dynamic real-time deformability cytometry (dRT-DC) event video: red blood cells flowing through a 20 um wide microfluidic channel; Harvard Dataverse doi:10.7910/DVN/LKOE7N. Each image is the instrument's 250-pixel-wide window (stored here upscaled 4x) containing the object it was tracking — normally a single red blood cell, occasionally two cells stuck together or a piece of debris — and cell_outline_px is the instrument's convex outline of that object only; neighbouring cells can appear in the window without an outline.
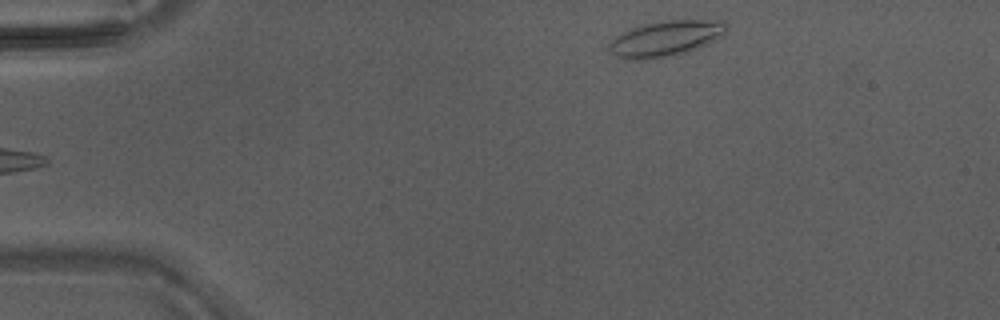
{"species": "Egyptian fruit bat (a non-hibernating species)", "species_latin": "Rousettus aegyptiacus", "temperature_condition": "warm", "stored_images_in_passage": 10, "camera_frame_rate_fps": 3000, "um_per_image_px": 0.085, "animal": {"sex": "male"}, "frame": {"image": 1, "passage_image": 1, "time_ms": 0.0, "image_size_px": [1000, 320], "cell_outline_px": [[728, 28], [716, 40], [688, 52], [672, 56], [644, 60], [628, 60], [616, 56], [608, 52], [608, 44], [616, 36], [632, 28], [644, 24], [672, 20], [724, 20], [728, 24]], "centroid_in_image_um": [56.58, 3.29], "position_along_channel_um": 28.4, "area_um2": 24.45}}